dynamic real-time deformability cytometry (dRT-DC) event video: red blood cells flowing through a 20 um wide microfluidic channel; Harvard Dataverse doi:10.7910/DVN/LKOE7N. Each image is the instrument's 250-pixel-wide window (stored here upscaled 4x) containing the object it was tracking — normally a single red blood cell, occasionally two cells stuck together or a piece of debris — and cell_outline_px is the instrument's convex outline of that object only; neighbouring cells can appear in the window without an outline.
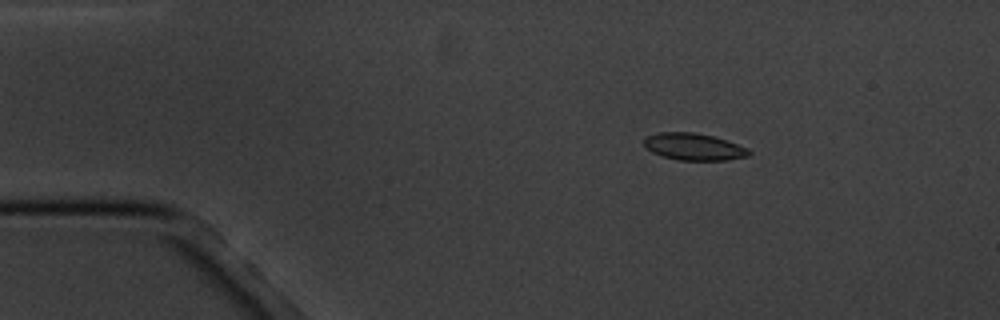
{"species": "common noctule bat (a hibernating species)", "species_latin": "Nyctalus noctula", "temperature_condition": "cold", "stored_images_in_passage": 3, "camera_frame_rate_fps": 3000, "um_per_image_px": 0.085, "animal": {"sex": "male", "body_mass_g": 20.1, "forearm_length_mm": 53.5}, "frame": {"image": 1, "passage_image": 1, "time_ms": 0.0, "image_size_px": [1000, 320], "cell_outline_px": [[752, 152], [748, 156], [728, 160], [680, 160], [664, 156], [652, 152], [644, 148], [644, 140], [648, 136], [656, 132], [692, 132], [712, 136], [728, 140], [748, 148]], "centroid_in_image_um": [58.99, 12.47], "position_along_channel_um": 26.0, "area_um2": 16.53}}